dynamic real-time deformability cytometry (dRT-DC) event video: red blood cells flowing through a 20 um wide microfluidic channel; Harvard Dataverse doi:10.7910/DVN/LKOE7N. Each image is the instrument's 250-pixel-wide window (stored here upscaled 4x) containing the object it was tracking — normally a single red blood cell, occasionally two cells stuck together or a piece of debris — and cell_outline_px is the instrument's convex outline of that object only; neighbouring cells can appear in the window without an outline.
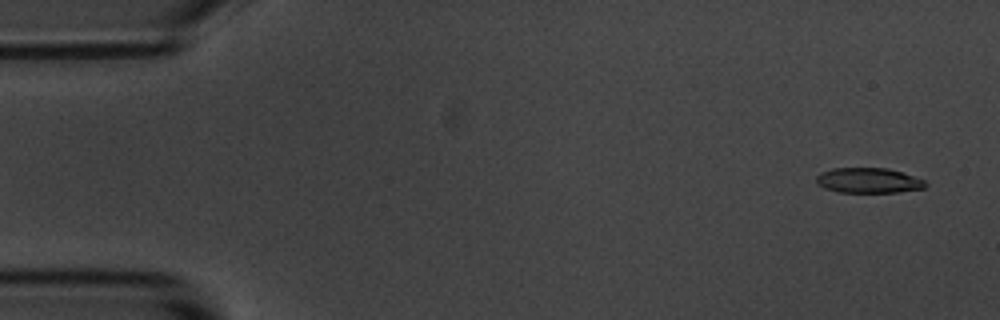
{"species": "common noctule bat (a hibernating species)", "species_latin": "Nyctalus noctula", "temperature_condition": "room temperature", "stored_images_in_passage": 7, "camera_frame_rate_fps": 3000, "um_per_image_px": 0.085, "animal": {"sex": "male", "body_mass_g": 20.1, "forearm_length_mm": 53.5}, "frame": {"image": 1, "passage_image": 1, "time_ms": 0.0, "image_size_px": [1000, 320], "cell_outline_px": [[928, 184], [924, 188], [900, 192], [836, 192], [824, 188], [816, 184], [816, 176], [820, 172], [832, 168], [888, 168], [924, 180]], "centroid_in_image_um": [73.77, 15.34], "position_along_channel_um": 11.2, "area_um2": 16.07}}
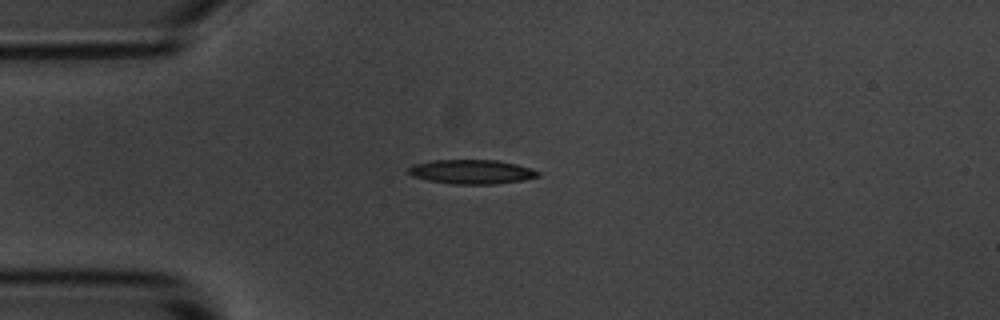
{"frame": {"image": 2, "passage_image": 4, "time_ms": 1.0, "image_size_px": [1000, 320], "cell_outline_px": [[540, 176], [524, 180], [496, 184], [452, 184], [428, 180], [412, 176], [408, 172], [408, 168], [412, 164], [432, 160], [496, 160], [516, 164], [540, 172]], "centroid_in_image_um": [40.07, 14.6], "position_along_channel_um": 44.9, "area_um2": 18.32}}
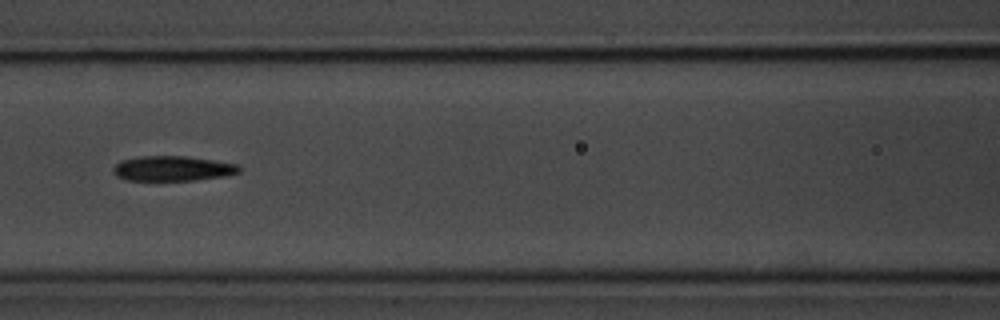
{"frame": {"image": 3, "passage_image": 7, "time_ms": 2.0, "image_size_px": [1000, 320], "cell_outline_px": [[244, 168], [240, 172], [224, 176], [196, 180], [124, 180], [116, 176], [112, 172], [112, 168], [120, 160], [140, 156], [184, 156], [240, 164]], "centroid_in_image_um": [14.68, 14.32], "position_along_channel_um": 151.9, "area_um2": 18.55}}